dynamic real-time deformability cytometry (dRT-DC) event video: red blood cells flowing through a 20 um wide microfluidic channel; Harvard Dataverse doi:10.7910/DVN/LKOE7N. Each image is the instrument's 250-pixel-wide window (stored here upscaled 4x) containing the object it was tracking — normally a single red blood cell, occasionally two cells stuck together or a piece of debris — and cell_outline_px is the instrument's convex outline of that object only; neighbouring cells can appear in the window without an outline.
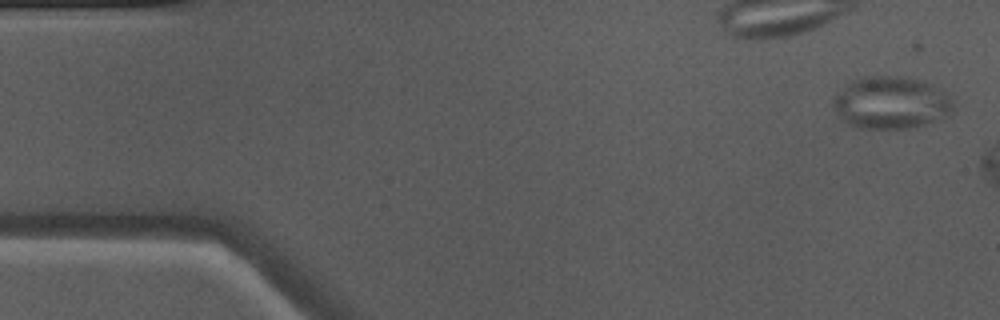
{"species": "Egyptian fruit bat (a non-hibernating species)", "species_latin": "Rousettus aegyptiacus", "temperature_condition": "warm", "stored_images_in_passage": 7, "camera_frame_rate_fps": 3000, "um_per_image_px": 0.085, "animal": {"sex": "male"}, "frame": {"image": 1, "passage_image": 2, "time_ms": 0.333, "image_size_px": [1000, 320], "cell_outline_px": [[952, 112], [948, 116], [912, 128], [860, 128], [848, 124], [840, 120], [832, 108], [832, 96], [852, 80], [864, 76], [900, 76], [932, 84], [944, 92], [952, 100]], "centroid_in_image_um": [75.67, 8.74], "position_along_channel_um": 9.3, "area_um2": 36.76}}